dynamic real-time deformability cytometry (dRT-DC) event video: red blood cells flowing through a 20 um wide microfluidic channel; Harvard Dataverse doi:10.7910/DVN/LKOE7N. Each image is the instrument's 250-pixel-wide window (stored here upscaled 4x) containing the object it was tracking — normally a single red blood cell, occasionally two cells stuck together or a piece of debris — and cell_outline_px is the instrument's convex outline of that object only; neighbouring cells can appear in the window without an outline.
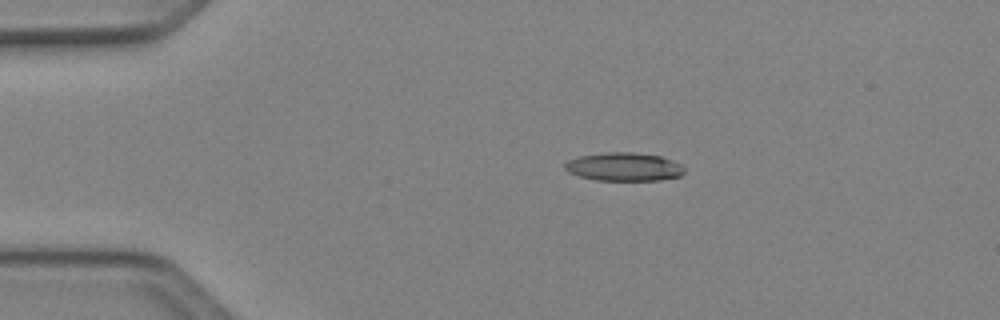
{"species": "Egyptian fruit bat (a non-hibernating species)", "species_latin": "Rousettus aegyptiacus", "temperature_condition": "cold", "stored_images_in_passage": 40, "camera_frame_rate_fps": 3000, "um_per_image_px": 0.085, "animal": {"sex": "female"}, "frame": {"image": 1, "passage_image": 1, "time_ms": 0.0, "image_size_px": [1000, 320], "cell_outline_px": [[684, 172], [680, 176], [660, 180], [596, 180], [580, 176], [568, 172], [564, 168], [564, 164], [568, 160], [580, 156], [608, 152], [632, 152], [660, 156], [672, 160], [680, 164], [684, 168]], "centroid_in_image_um": [53.03, 14.18], "position_along_channel_um": 32.0, "area_um2": 19.65}}
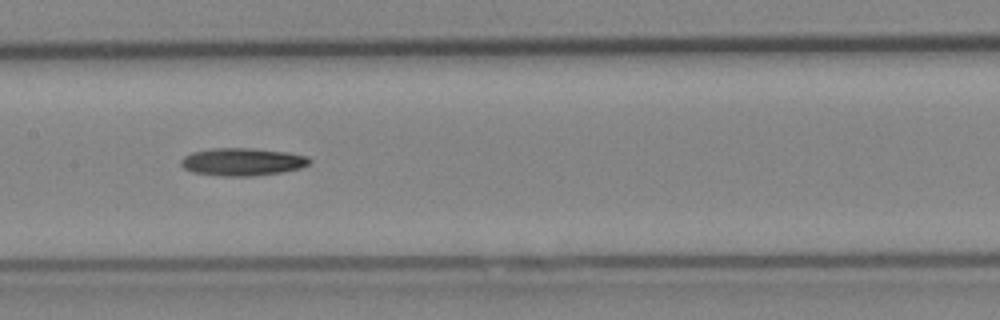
{"frame": {"image": 2, "passage_image": 16, "time_ms": 5.0, "image_size_px": [1000, 320], "cell_outline_px": [[312, 164], [300, 168], [280, 172], [252, 176], [220, 176], [192, 172], [184, 168], [180, 164], [180, 160], [184, 156], [192, 152], [212, 148], [252, 148], [288, 152], [308, 156], [312, 160]], "centroid_in_image_um": [20.62, 13.75], "position_along_channel_um": 186.8, "area_um2": 20.92}}
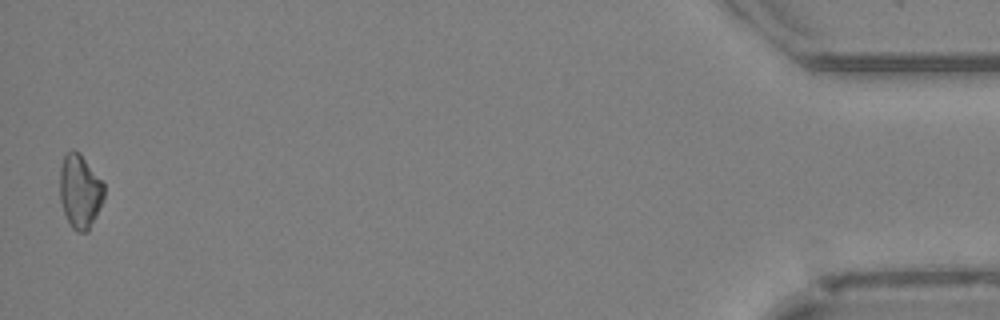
{"frame": {"image": 3, "passage_image": 40, "time_ms": 13.0, "image_size_px": [1000, 320], "cell_outline_px": [[104, 200], [88, 232], [76, 232], [72, 228], [64, 212], [60, 200], [60, 168], [64, 156], [72, 148], [80, 152], [104, 184]], "centroid_in_image_um": [6.8, 16.26], "position_along_channel_um": 428.4, "area_um2": 19.13}}